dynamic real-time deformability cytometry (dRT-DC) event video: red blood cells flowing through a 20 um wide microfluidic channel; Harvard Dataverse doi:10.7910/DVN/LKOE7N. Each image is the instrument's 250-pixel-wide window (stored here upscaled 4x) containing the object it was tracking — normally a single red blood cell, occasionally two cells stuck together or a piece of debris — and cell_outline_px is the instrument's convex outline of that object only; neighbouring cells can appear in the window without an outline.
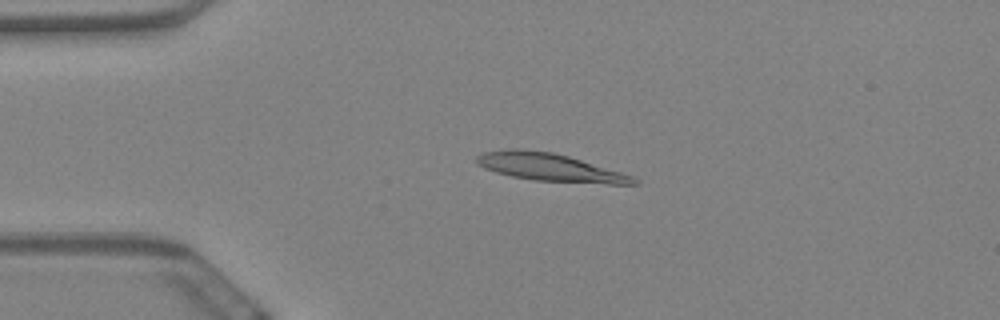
{"species": "Egyptian fruit bat (a non-hibernating species)", "species_latin": "Rousettus aegyptiacus", "temperature_condition": "warm", "stored_images_in_passage": 60, "camera_frame_rate_fps": 3000, "um_per_image_px": 0.085, "animal": {"sex": "female"}, "frame": {"image": 1, "passage_image": 14, "time_ms": 4.333, "image_size_px": [1000, 320], "cell_outline_px": [[640, 184], [608, 184], [532, 180], [512, 176], [496, 172], [484, 168], [476, 164], [476, 156], [484, 152], [508, 148], [520, 148], [552, 152], [568, 156], [620, 172], [632, 176], [640, 180]], "centroid_in_image_um": [46.71, 14.22], "position_along_channel_um": 38.3, "area_um2": 25.43}}
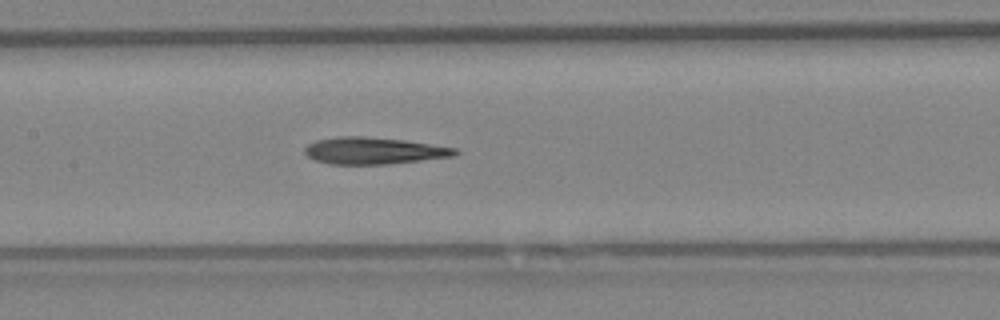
{"frame": {"image": 2, "passage_image": 29, "time_ms": 9.333, "image_size_px": [1000, 320], "cell_outline_px": [[460, 152], [452, 156], [388, 164], [328, 164], [316, 160], [308, 156], [304, 152], [304, 148], [308, 144], [316, 140], [336, 136], [364, 136], [404, 140], [456, 148]], "centroid_in_image_um": [31.72, 12.8], "position_along_channel_um": 175.7, "area_um2": 23.41}}
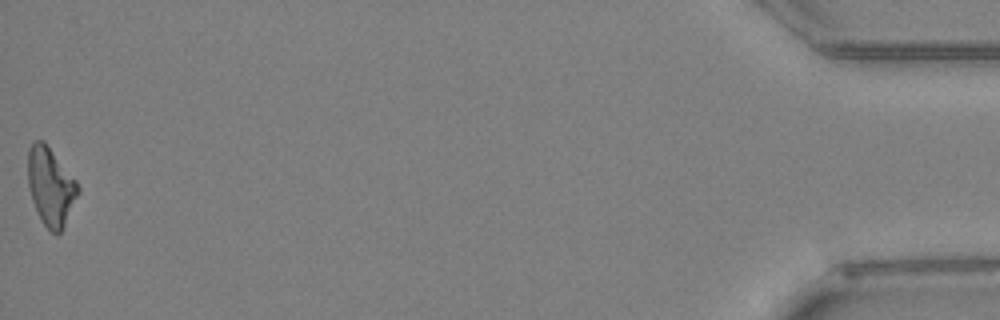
{"frame": {"image": 3, "passage_image": 60, "time_ms": 19.667, "image_size_px": [1000, 320], "cell_outline_px": [[80, 192], [60, 232], [56, 236], [40, 220], [32, 200], [28, 188], [28, 148], [36, 140], [44, 140], [76, 180], [80, 188]], "centroid_in_image_um": [4.3, 15.84], "position_along_channel_um": 430.9, "area_um2": 22.77}, "authors_computed_cell_mechanics": {"area_um2": 23.6691, "velocity_mm_per_s": 3.4292, "shape_relaxation_time_tau1_ms": null, "shape_relaxation_time_tau2_ms": 10.2378, "deformation_change_tau1": null, "deformation_change_tau2": 0.2858}}